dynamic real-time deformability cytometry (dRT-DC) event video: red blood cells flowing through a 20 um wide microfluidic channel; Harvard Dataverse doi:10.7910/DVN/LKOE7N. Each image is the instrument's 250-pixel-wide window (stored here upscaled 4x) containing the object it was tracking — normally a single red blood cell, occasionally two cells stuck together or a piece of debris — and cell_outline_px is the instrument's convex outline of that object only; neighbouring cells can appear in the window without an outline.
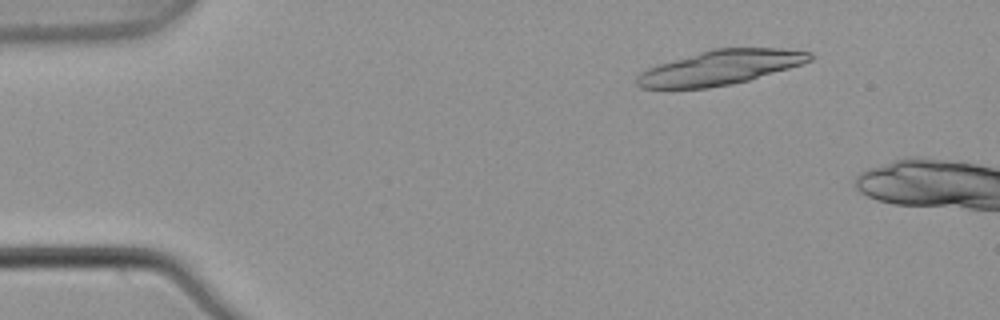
{"species": "common noctule bat (a hibernating species)", "species_latin": "Nyctalus noctula", "temperature_condition": "warm", "stored_images_in_passage": 4, "camera_frame_rate_fps": 3000, "um_per_image_px": 0.085, "animal": {"sex": "male", "body_mass_g": 21.5, "forearm_length_mm": 52.0}, "frame": {"image": 1, "passage_image": 2, "time_ms": 0.333, "image_size_px": [1000, 320], "cell_outline_px": [[812, 60], [788, 68], [748, 80], [732, 84], [708, 88], [640, 88], [636, 84], [636, 76], [640, 72], [648, 68], [660, 64], [712, 48], [784, 48], [812, 52]], "centroid_in_image_um": [61.22, 5.74], "position_along_channel_um": 23.8, "area_um2": 34.56}}